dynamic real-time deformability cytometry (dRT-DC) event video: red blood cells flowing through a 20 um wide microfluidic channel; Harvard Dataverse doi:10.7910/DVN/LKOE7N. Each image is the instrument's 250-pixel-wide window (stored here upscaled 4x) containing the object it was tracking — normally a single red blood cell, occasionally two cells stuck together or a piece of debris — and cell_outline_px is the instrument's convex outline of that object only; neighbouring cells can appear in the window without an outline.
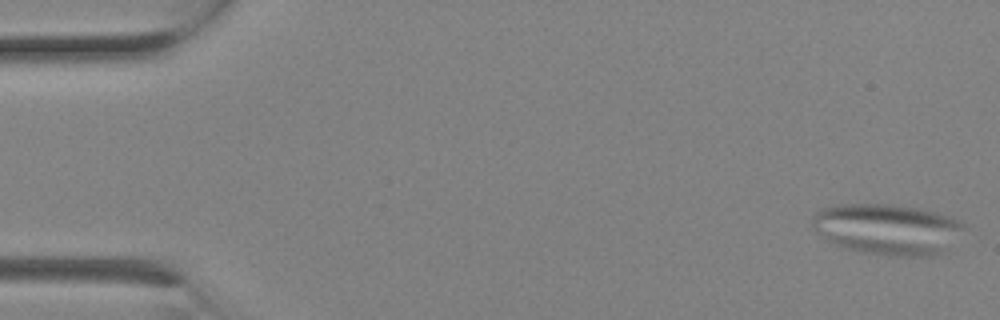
{"species": "Egyptian fruit bat (a non-hibernating species)", "species_latin": "Rousettus aegyptiacus", "temperature_condition": "room temperature", "stored_images_in_passage": 2, "camera_frame_rate_fps": 3000, "um_per_image_px": 0.085, "animal": {"sex": "female"}, "frame": {"image": 1, "passage_image": 1, "time_ms": 0.0, "image_size_px": [1000, 320], "cell_outline_px": [[968, 228], [948, 252], [936, 256], [888, 256], [860, 252], [844, 248], [820, 236], [816, 232], [812, 224], [812, 216], [820, 208], [832, 204], [892, 204], [924, 208], [952, 216], [968, 224]], "centroid_in_image_um": [75.54, 19.48], "position_along_channel_um": 9.5, "area_um2": 46.59}}